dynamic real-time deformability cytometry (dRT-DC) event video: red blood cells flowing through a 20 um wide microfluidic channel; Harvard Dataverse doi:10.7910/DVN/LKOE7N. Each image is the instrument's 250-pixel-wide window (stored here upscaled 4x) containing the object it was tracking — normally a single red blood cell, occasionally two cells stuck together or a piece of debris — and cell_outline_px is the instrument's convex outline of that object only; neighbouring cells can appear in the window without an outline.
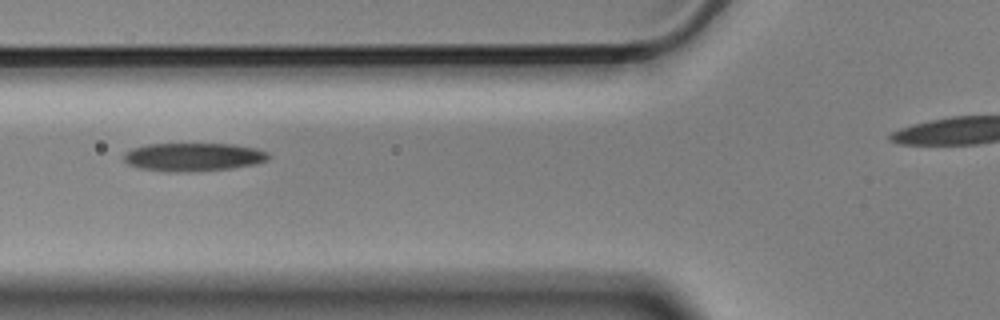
{"species": "Egyptian fruit bat (a non-hibernating species)", "species_latin": "Rousettus aegyptiacus", "temperature_condition": "cold", "stored_images_in_passage": 10, "camera_frame_rate_fps": 3000, "um_per_image_px": 0.085, "animal": {"sex": "male"}, "frame": {"image": 1, "passage_image": 4, "time_ms": 1.0, "image_size_px": [1000, 320], "cell_outline_px": [[268, 160], [256, 164], [232, 168], [168, 172], [140, 168], [128, 164], [124, 160], [124, 152], [132, 148], [148, 144], [232, 144], [256, 148], [268, 152]], "centroid_in_image_um": [16.42, 13.33], "position_along_channel_um": 109.4, "area_um2": 23.64}}
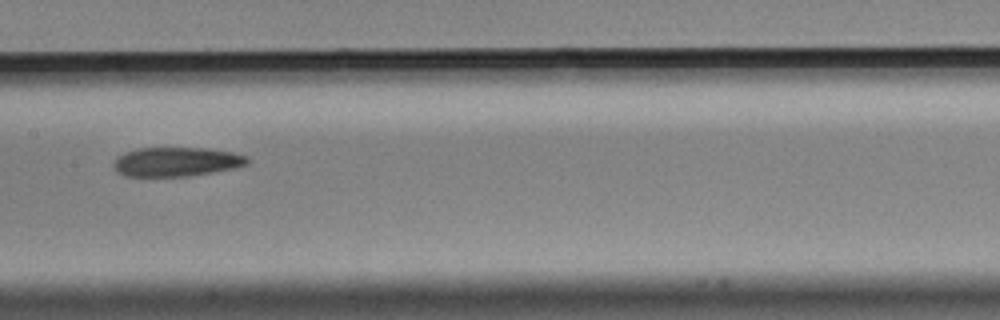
{"frame": {"image": 2, "passage_image": 6, "time_ms": 1.667, "image_size_px": [1000, 320], "cell_outline_px": [[248, 164], [236, 168], [212, 172], [184, 176], [124, 176], [116, 172], [112, 168], [112, 164], [120, 156], [128, 152], [140, 148], [208, 148], [232, 152], [248, 156]], "centroid_in_image_um": [15.01, 13.75], "position_along_channel_um": 192.4, "area_um2": 22.66}}
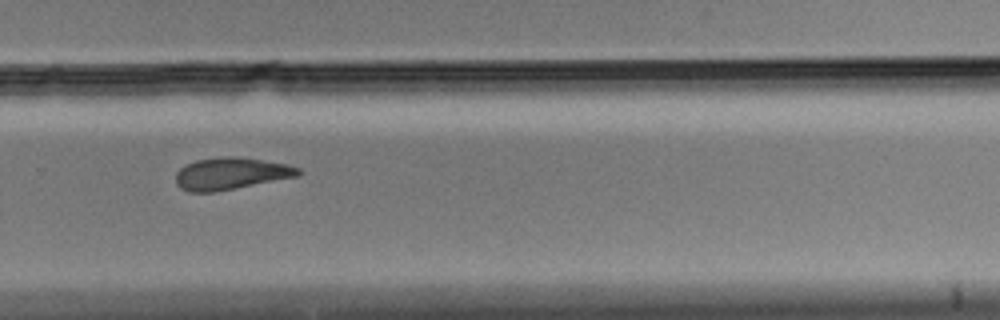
{"frame": {"image": 3, "passage_image": 9, "time_ms": 2.667, "image_size_px": [1000, 320], "cell_outline_px": [[300, 176], [212, 192], [188, 192], [180, 188], [176, 184], [176, 172], [184, 164], [196, 160], [224, 156], [236, 156], [288, 164], [300, 168]], "centroid_in_image_um": [19.61, 14.75], "position_along_channel_um": 310.2, "area_um2": 22.89}}